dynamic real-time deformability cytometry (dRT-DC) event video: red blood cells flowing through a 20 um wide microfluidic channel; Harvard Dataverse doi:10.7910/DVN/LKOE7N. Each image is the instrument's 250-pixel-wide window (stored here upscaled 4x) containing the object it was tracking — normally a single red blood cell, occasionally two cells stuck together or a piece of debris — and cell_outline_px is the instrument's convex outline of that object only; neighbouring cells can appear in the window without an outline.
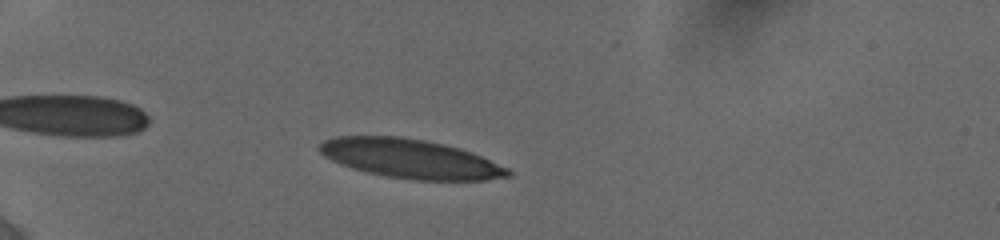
{"species": "human", "species_latin": "Homo sapiens", "temperature_condition": "cold", "stored_images_in_passage": 12, "camera_frame_rate_fps": 3000, "um_per_image_px": 0.085, "donor": {"sex": "female"}, "frame": {"image": 1, "passage_image": 4, "time_ms": 2.0, "image_size_px": [1000, 240], "cell_outline_px": [[512, 176], [484, 180], [412, 180], [384, 176], [352, 168], [340, 164], [324, 156], [316, 148], [324, 140], [332, 136], [400, 136], [424, 140], [444, 144], [460, 148], [472, 152], [508, 168], [512, 172]], "centroid_in_image_um": [34.86, 13.49], "position_along_channel_um": 50.1, "area_um2": 43.12}}
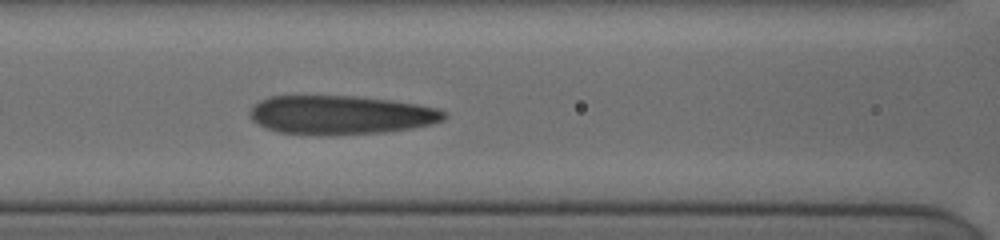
{"frame": {"image": 2, "passage_image": 10, "time_ms": 5.333, "image_size_px": [1000, 240], "cell_outline_px": [[448, 116], [444, 120], [432, 124], [412, 128], [384, 132], [320, 136], [316, 136], [276, 132], [264, 128], [256, 124], [252, 120], [248, 112], [260, 100], [268, 96], [356, 96], [392, 100], [416, 104], [436, 108], [444, 112]], "centroid_in_image_um": [28.92, 9.78], "position_along_channel_um": 137.7, "area_um2": 44.51}}
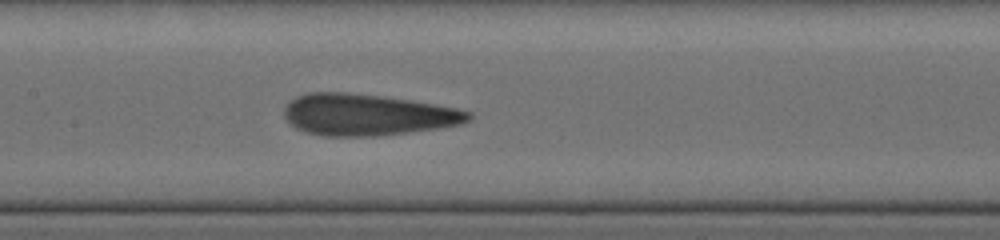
{"frame": {"image": 3, "passage_image": 12, "time_ms": 6.333, "image_size_px": [1000, 240], "cell_outline_px": [[472, 120], [460, 124], [436, 128], [408, 132], [376, 136], [324, 136], [304, 132], [296, 128], [284, 116], [284, 108], [296, 96], [308, 92], [344, 92], [380, 96], [408, 100], [456, 108], [472, 112]], "centroid_in_image_um": [31.21, 9.76], "position_along_channel_um": 176.2, "area_um2": 44.27}}